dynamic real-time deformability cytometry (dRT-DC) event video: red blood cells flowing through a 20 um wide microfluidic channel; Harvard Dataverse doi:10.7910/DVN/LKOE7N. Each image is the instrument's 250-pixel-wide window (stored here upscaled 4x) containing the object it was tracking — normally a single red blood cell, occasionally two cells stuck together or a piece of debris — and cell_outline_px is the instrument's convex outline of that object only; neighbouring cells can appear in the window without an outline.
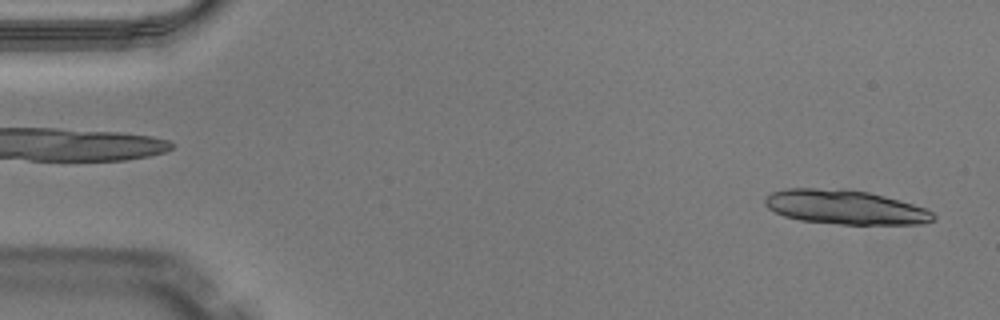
{"species": "Egyptian fruit bat (a non-hibernating species)", "species_latin": "Rousettus aegyptiacus", "temperature_condition": "warm", "stored_images_in_passage": 49, "segment_of_instrument_passage": [1, 2], "camera_frame_rate_fps": 3000, "um_per_image_px": 0.085, "animal": {"sex": "male"}, "frame": {"image": 1, "passage_image": 1, "time_ms": 0.0, "image_size_px": [1000, 320], "cell_outline_px": [[936, 220], [924, 224], [840, 224], [800, 220], [784, 216], [768, 208], [764, 204], [764, 196], [772, 192], [784, 188], [844, 188], [868, 192], [884, 196], [928, 208], [936, 216]], "centroid_in_image_um": [71.84, 17.6], "position_along_channel_um": 13.2, "area_um2": 33.99}}